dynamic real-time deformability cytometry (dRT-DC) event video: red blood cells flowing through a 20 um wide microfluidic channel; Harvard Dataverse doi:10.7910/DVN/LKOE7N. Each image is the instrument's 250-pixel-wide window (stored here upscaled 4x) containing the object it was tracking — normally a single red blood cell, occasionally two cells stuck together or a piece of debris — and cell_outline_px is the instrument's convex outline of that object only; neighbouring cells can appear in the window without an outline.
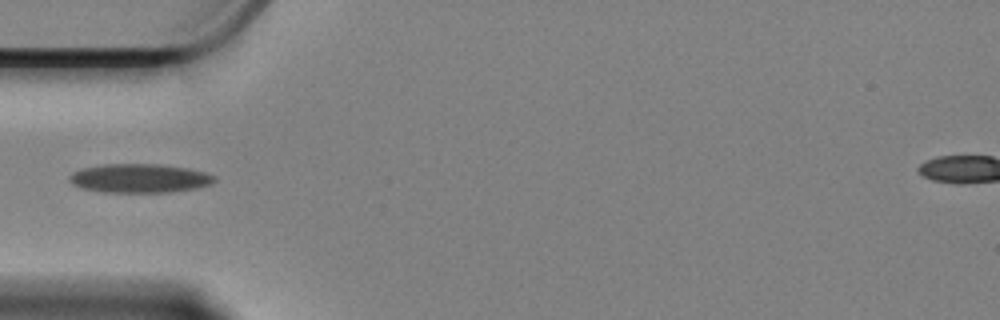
{"species": "Egyptian fruit bat (a non-hibernating species)", "species_latin": "Rousettus aegyptiacus", "temperature_condition": "cold", "stored_images_in_passage": 11, "camera_frame_rate_fps": 3000, "um_per_image_px": 0.085, "animal": {"sex": "female"}, "frame": {"image": 1, "passage_image": 1, "time_ms": 0.0, "image_size_px": [1000, 320], "cell_outline_px": [[216, 180], [212, 184], [196, 188], [172, 192], [104, 192], [80, 188], [72, 184], [68, 180], [68, 176], [72, 172], [84, 168], [104, 164], [160, 164], [184, 168], [204, 172], [216, 176]], "centroid_in_image_um": [11.84, 15.16], "position_along_channel_um": 73.2, "area_um2": 24.45}}
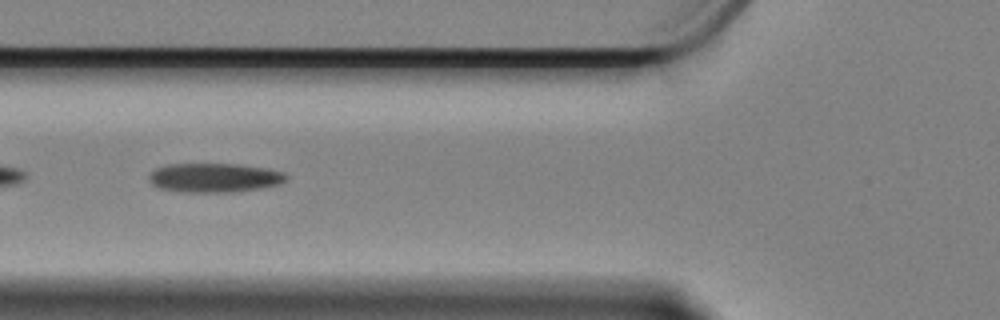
{"frame": {"image": 2, "passage_image": 4, "time_ms": 1.0, "image_size_px": [1000, 320], "cell_outline_px": [[288, 180], [280, 184], [260, 188], [236, 192], [180, 192], [160, 188], [152, 184], [148, 180], [148, 176], [156, 168], [168, 164], [240, 164], [268, 168], [284, 172], [288, 176]], "centroid_in_image_um": [18.26, 15.1], "position_along_channel_um": 107.5, "area_um2": 23.58}}